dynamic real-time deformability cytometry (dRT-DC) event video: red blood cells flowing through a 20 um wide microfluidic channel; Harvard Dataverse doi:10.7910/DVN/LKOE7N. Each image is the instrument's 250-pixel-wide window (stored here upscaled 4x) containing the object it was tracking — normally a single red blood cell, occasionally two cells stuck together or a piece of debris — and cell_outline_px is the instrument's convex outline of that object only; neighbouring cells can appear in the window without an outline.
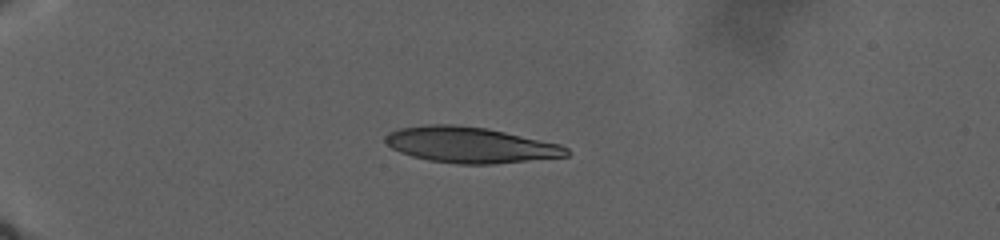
{"species": "human", "species_latin": "Homo sapiens", "temperature_condition": "warm", "stored_images_in_passage": 28, "camera_frame_rate_fps": 3000, "um_per_image_px": 0.085, "donor": {"sex": "male"}, "frame": {"image": 1, "passage_image": 1, "time_ms": 0.0, "image_size_px": [1000, 240], "cell_outline_px": [[568, 156], [492, 164], [460, 164], [428, 160], [412, 156], [400, 152], [392, 148], [384, 140], [384, 136], [388, 132], [400, 128], [428, 124], [456, 124], [488, 128], [560, 144], [568, 148]], "centroid_in_image_um": [39.95, 12.31], "position_along_channel_um": 45.1, "area_um2": 37.8}}
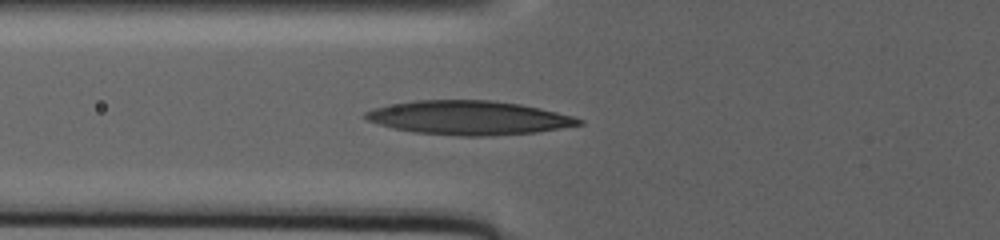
{"frame": {"image": 2, "passage_image": 24, "time_ms": 5.0, "image_size_px": [1000, 240], "cell_outline_px": [[584, 124], [536, 132], [488, 136], [460, 136], [412, 132], [392, 128], [368, 120], [364, 116], [364, 112], [372, 108], [388, 104], [416, 100], [492, 100], [520, 104], [540, 108], [572, 116], [584, 120]], "centroid_in_image_um": [39.82, 10.01], "position_along_channel_um": 86.0, "area_um2": 42.31}}